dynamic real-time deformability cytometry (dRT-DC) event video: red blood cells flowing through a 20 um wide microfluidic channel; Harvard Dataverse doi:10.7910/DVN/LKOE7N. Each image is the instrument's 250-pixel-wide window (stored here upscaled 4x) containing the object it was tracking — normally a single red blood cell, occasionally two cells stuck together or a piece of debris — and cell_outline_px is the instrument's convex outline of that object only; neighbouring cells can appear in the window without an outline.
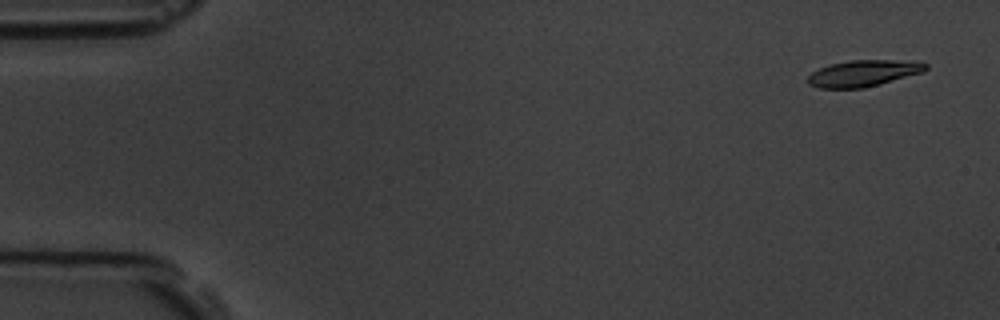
{"species": "common noctule bat (a hibernating species)", "species_latin": "Nyctalus noctula", "temperature_condition": "room temperature", "stored_images_in_passage": 5, "camera_frame_rate_fps": 3000, "um_per_image_px": 0.085, "animal": {"sex": "male", "body_mass_g": 19.5, "forearm_length_mm": 54.6}, "frame": {"image": 1, "passage_image": 1, "time_ms": 0.0, "image_size_px": [1000, 320], "cell_outline_px": [[928, 68], [924, 72], [880, 84], [864, 88], [820, 88], [808, 84], [808, 76], [812, 72], [820, 68], [832, 64], [852, 60], [916, 60], [928, 64]], "centroid_in_image_um": [73.46, 6.22], "position_along_channel_um": 11.5, "area_um2": 18.21}}
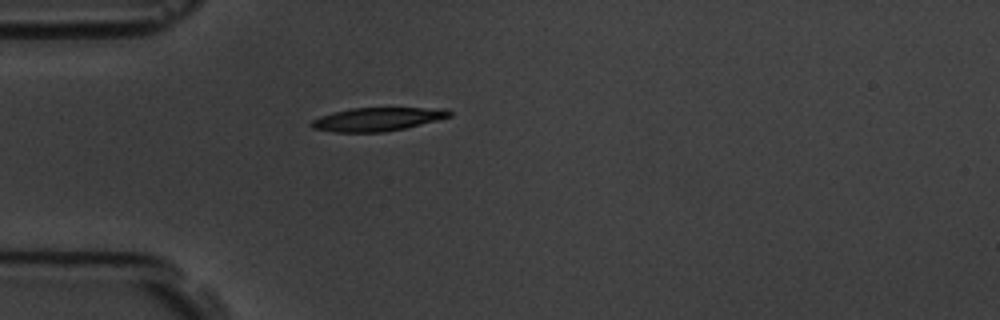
{"frame": {"image": 2, "passage_image": 5, "time_ms": 4.333, "image_size_px": [1000, 320], "cell_outline_px": [[452, 116], [404, 128], [384, 132], [332, 132], [312, 128], [308, 124], [312, 120], [320, 116], [332, 112], [352, 108], [448, 108], [452, 112]], "centroid_in_image_um": [32.05, 10.13], "position_along_channel_um": 53.0, "area_um2": 18.9}}